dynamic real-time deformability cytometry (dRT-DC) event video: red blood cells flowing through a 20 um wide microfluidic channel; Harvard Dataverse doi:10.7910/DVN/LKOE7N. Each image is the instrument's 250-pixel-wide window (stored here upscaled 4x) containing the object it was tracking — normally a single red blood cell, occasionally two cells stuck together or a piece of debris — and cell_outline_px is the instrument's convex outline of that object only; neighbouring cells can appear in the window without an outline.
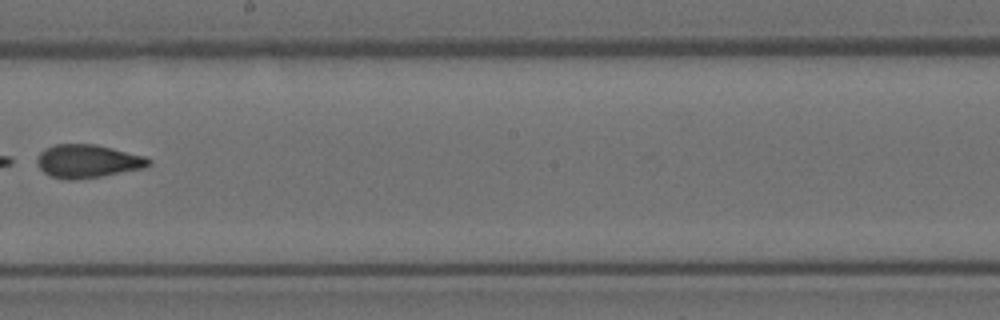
{"species": "Egyptian fruit bat (a non-hibernating species)", "species_latin": "Rousettus aegyptiacus", "temperature_condition": "room temperature", "stored_images_in_passage": 7, "camera_frame_rate_fps": 3000, "um_per_image_px": 0.085, "animal": {"sex": "female"}, "frame": {"image": 1, "passage_image": 7, "time_ms": 2.0, "image_size_px": [1000, 320], "cell_outline_px": [[152, 164], [144, 168], [100, 176], [76, 180], [68, 180], [52, 176], [44, 172], [36, 164], [36, 156], [44, 148], [56, 144], [96, 144], [144, 156], [152, 160]], "centroid_in_image_um": [7.43, 13.69], "position_along_channel_um": 240.8, "area_um2": 21.68}}